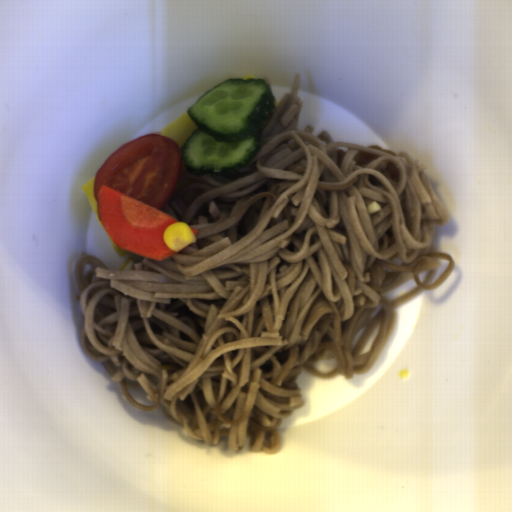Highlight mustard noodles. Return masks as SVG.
I'll list each match as a JSON object with an SVG mask.
<instances>
[{
  "mask_svg": "<svg viewBox=\"0 0 512 512\" xmlns=\"http://www.w3.org/2000/svg\"><path fill=\"white\" fill-rule=\"evenodd\" d=\"M301 79L243 169L197 176L180 156L159 211L198 230L195 241L163 260L130 252L122 269L86 251L74 265L82 350L130 406L161 412L205 445L226 437V451H280L279 428L306 406L299 376L368 373L398 309L456 268L433 246L449 218L428 167L327 130L313 136V124L301 130ZM443 259L448 268L428 285ZM414 278L413 291L384 296ZM323 358L337 366L319 372Z\"/></svg>",
  "mask_w": 512,
  "mask_h": 512,
  "instance_id": "0af2e427",
  "label": "mustard noodles"
}]
</instances>
